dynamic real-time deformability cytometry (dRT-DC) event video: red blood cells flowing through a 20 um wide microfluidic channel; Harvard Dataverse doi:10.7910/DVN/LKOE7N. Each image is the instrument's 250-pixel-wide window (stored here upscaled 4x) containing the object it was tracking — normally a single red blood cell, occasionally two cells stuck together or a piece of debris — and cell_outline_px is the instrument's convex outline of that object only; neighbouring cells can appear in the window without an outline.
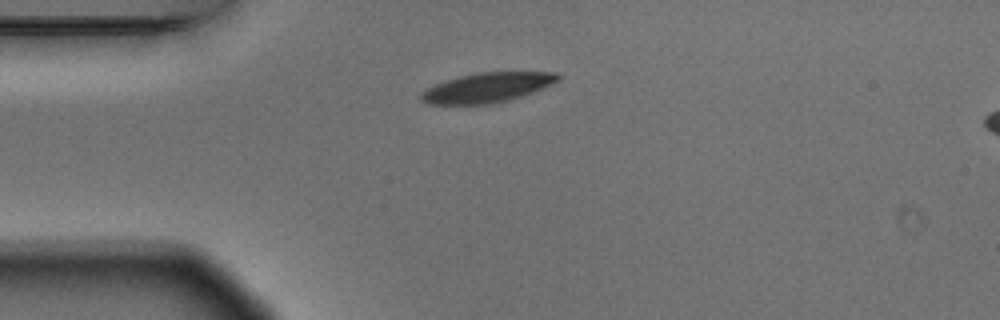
{"species": "Egyptian fruit bat (a non-hibernating species)", "species_latin": "Rousettus aegyptiacus", "temperature_condition": "warm", "stored_images_in_passage": 3, "camera_frame_rate_fps": 3000, "um_per_image_px": 0.085, "animal": {"sex": "male"}, "frame": {"image": 1, "passage_image": 3, "time_ms": 0.667, "image_size_px": [1000, 320], "cell_outline_px": [[560, 76], [556, 80], [532, 92], [508, 100], [488, 104], [428, 104], [420, 100], [420, 92], [436, 84], [460, 76], [476, 72], [556, 72]], "centroid_in_image_um": [41.34, 7.44], "position_along_channel_um": 43.7, "area_um2": 23.18}}